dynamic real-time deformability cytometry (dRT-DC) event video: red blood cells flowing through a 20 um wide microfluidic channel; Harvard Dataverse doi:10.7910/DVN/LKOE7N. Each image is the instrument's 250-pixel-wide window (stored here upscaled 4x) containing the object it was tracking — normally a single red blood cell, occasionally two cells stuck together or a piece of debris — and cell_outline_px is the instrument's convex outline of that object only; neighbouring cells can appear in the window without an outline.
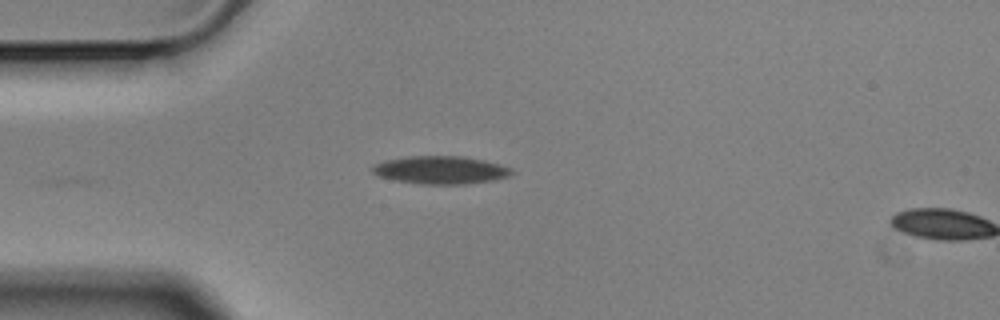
{"species": "Egyptian fruit bat (a non-hibernating species)", "species_latin": "Rousettus aegyptiacus", "temperature_condition": "cold", "stored_images_in_passage": 2, "camera_frame_rate_fps": 3000, "um_per_image_px": 0.085, "animal": {"sex": "male"}, "frame": {"image": 1, "passage_image": 1, "time_ms": 0.0, "image_size_px": [1000, 320], "cell_outline_px": [[516, 172], [508, 176], [496, 180], [464, 184], [424, 184], [396, 180], [380, 176], [372, 172], [372, 164], [384, 160], [408, 156], [464, 156], [484, 160], [500, 164], [512, 168]], "centroid_in_image_um": [37.49, 14.44], "position_along_channel_um": 47.5, "area_um2": 22.77}}